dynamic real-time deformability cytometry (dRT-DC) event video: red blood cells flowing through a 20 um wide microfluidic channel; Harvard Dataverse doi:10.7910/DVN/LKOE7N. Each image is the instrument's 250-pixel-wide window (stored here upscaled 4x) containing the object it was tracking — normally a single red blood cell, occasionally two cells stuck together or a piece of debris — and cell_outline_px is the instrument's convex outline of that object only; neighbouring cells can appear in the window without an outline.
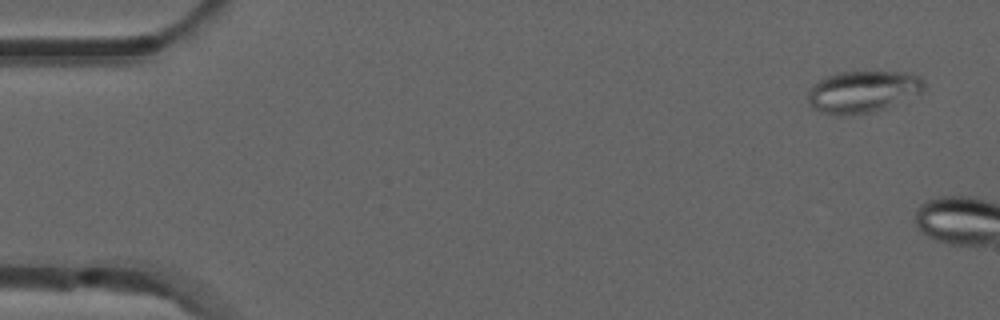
{"species": "common noctule bat (a hibernating species)", "species_latin": "Nyctalus noctula", "temperature_condition": "room temperature", "stored_images_in_passage": 2, "camera_frame_rate_fps": 3000, "um_per_image_px": 0.085, "animal": {"sex": "male", "forearm_length_mm": 52.5}, "frame": {"image": 1, "passage_image": 1, "time_ms": 0.0, "image_size_px": [1000, 320], "cell_outline_px": [[924, 92], [884, 108], [868, 112], [844, 116], [836, 116], [820, 112], [812, 108], [808, 104], [808, 88], [812, 84], [836, 72], [908, 72], [916, 76], [924, 84]], "centroid_in_image_um": [73.27, 7.8], "position_along_channel_um": 11.7, "area_um2": 28.32}}